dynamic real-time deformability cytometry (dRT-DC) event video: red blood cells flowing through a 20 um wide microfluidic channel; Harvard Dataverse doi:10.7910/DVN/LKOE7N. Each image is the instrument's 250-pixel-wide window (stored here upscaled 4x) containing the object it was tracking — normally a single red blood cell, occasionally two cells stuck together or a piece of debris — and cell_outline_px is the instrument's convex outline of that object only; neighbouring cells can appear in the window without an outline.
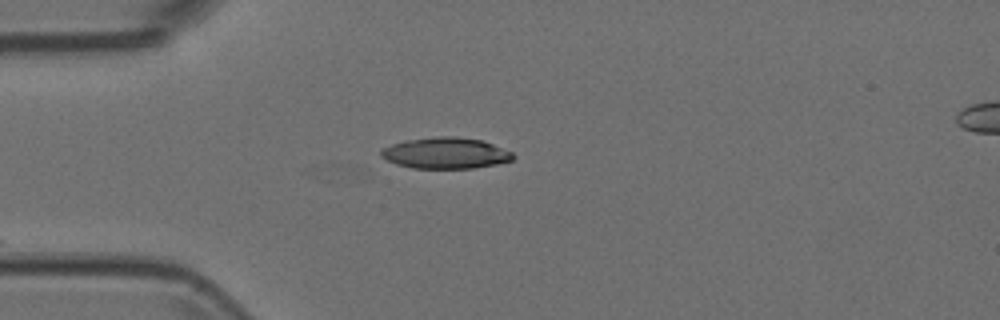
{"species": "Egyptian fruit bat (a non-hibernating species)", "species_latin": "Rousettus aegyptiacus", "temperature_condition": "room temperature", "stored_images_in_passage": 3, "camera_frame_rate_fps": 3000, "um_per_image_px": 0.085, "animal": {"sex": "female"}, "frame": {"image": 1, "passage_image": 1, "time_ms": 0.0, "image_size_px": [1000, 320], "cell_outline_px": [[516, 156], [512, 160], [496, 164], [472, 168], [412, 168], [396, 164], [380, 156], [380, 152], [384, 148], [392, 144], [408, 140], [440, 136], [452, 136], [480, 140], [492, 144], [512, 152]], "centroid_in_image_um": [37.88, 13.02], "position_along_channel_um": 47.1, "area_um2": 23.64}}